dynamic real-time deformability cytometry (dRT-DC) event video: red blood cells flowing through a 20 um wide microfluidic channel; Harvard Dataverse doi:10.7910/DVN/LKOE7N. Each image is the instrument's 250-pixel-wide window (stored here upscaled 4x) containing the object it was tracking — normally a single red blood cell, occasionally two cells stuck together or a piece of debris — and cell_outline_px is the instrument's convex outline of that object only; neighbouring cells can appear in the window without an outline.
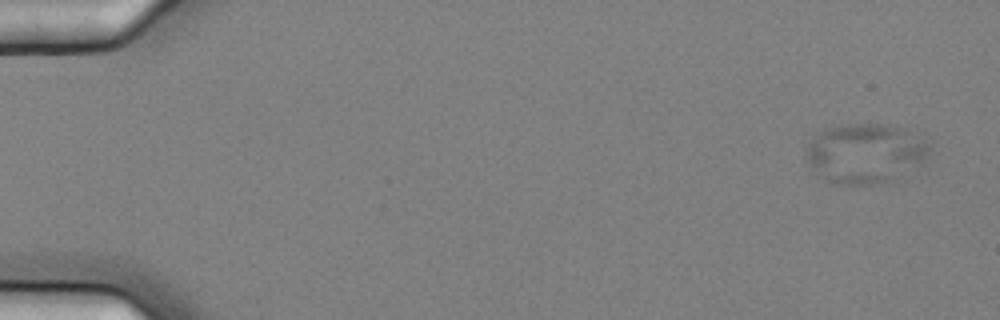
{"species": "common noctule bat (a hibernating species)", "species_latin": "Nyctalus noctula", "temperature_condition": "cold", "stored_images_in_passage": 5, "camera_frame_rate_fps": 3000, "um_per_image_px": 0.085, "animal": {"sex": "female", "body_mass_g": 25.1}, "frame": {"image": 1, "passage_image": 1, "time_ms": 0.0, "image_size_px": [1000, 320], "cell_outline_px": [[932, 148], [924, 164], [888, 180], [872, 184], [832, 184], [824, 180], [804, 156], [808, 144], [820, 132], [828, 128], [848, 124], [880, 124], [904, 128], [924, 140]], "centroid_in_image_um": [73.57, 13.03], "position_along_channel_um": 11.4, "area_um2": 42.54}}
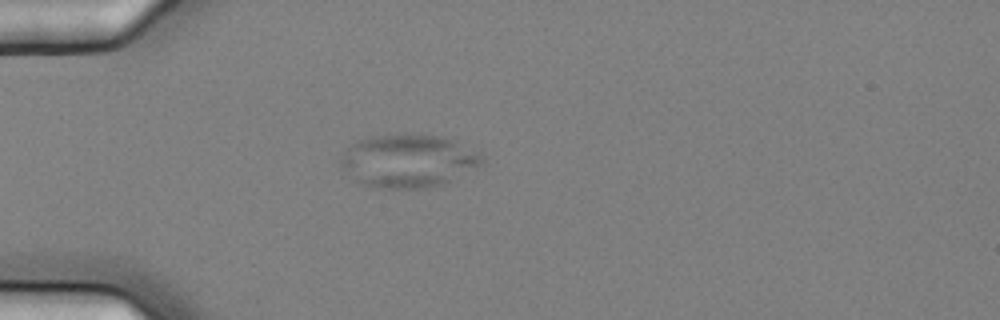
{"frame": {"image": 2, "passage_image": 5, "time_ms": 1.333, "image_size_px": [1000, 320], "cell_outline_px": [[484, 164], [440, 184], [424, 188], [380, 188], [360, 184], [352, 180], [340, 168], [340, 156], [352, 144], [360, 140], [372, 136], [404, 132], [424, 132], [440, 136], [452, 140], [480, 152], [484, 156]], "centroid_in_image_um": [34.66, 13.64], "position_along_channel_um": 50.3, "area_um2": 44.39}}